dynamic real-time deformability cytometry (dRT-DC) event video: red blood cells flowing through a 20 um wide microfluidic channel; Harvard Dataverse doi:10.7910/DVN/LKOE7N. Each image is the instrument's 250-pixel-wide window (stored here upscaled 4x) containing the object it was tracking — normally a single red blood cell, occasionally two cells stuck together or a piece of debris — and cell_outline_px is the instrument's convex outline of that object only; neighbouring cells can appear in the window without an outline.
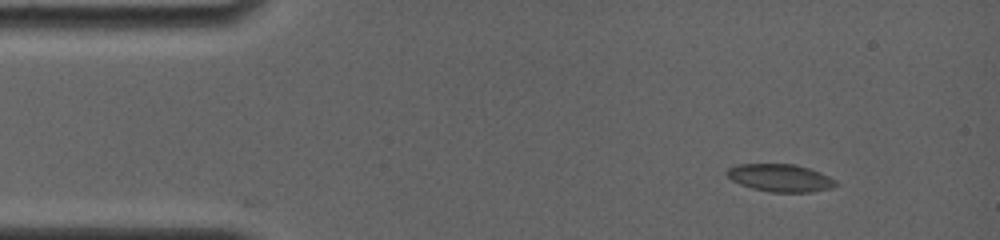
{"species": "common noctule bat (a hibernating species)", "species_latin": "Nyctalus noctula", "temperature_condition": "room temperature", "stored_images_in_passage": 3, "camera_frame_rate_fps": 4000, "um_per_image_px": 0.085, "animal": {"sex": "female", "body_mass_g": 19.0, "forearm_length_mm": 56.7}, "frame": {"image": 1, "passage_image": 2, "time_ms": 1.0, "image_size_px": [1000, 240], "cell_outline_px": [[840, 184], [832, 188], [812, 192], [768, 192], [752, 188], [740, 184], [732, 180], [724, 172], [728, 168], [740, 164], [796, 164], [820, 172], [836, 180]], "centroid_in_image_um": [66.34, 15.12], "position_along_channel_um": 18.7, "area_um2": 17.63}}